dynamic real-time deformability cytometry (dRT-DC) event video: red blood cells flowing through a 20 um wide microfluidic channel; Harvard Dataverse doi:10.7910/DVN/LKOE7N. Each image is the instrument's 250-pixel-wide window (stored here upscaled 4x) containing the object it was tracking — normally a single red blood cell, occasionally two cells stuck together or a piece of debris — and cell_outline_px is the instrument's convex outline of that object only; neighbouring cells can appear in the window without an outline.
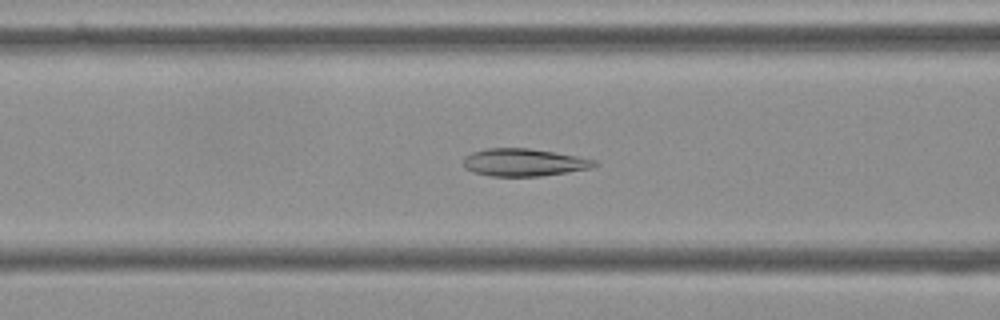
{"species": "Egyptian fruit bat (a non-hibernating species)", "species_latin": "Rousettus aegyptiacus", "temperature_condition": "cold", "stored_images_in_passage": 45, "camera_frame_rate_fps": 3000, "um_per_image_px": 0.085, "frame": {"image": 1, "passage_image": 11, "time_ms": 3.333, "image_size_px": [1000, 320], "cell_outline_px": [[600, 164], [592, 168], [540, 176], [492, 176], [472, 172], [464, 168], [464, 156], [472, 152], [488, 148], [528, 148], [576, 156], [596, 160]], "centroid_in_image_um": [44.52, 13.8], "position_along_channel_um": 122.1, "area_um2": 20.98}}
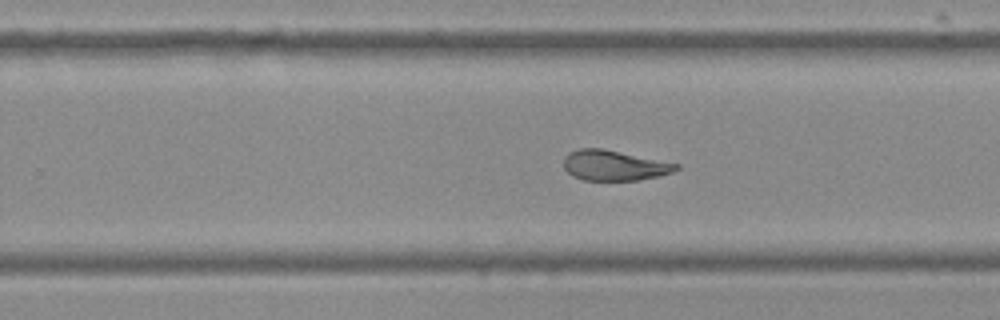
{"frame": {"image": 2, "passage_image": 24, "time_ms": 7.667, "image_size_px": [1000, 320], "cell_outline_px": [[680, 168], [672, 172], [660, 176], [636, 180], [584, 180], [572, 176], [564, 168], [564, 156], [568, 152], [580, 148], [600, 148], [680, 164]], "centroid_in_image_um": [52.19, 14.06], "position_along_channel_um": 277.6, "area_um2": 19.77}}
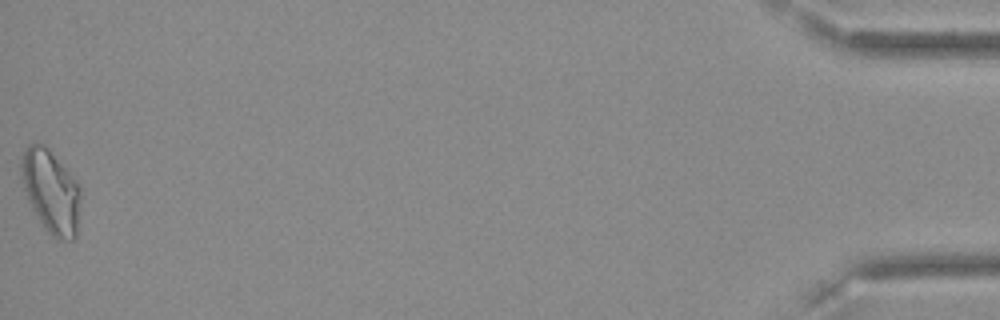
{"frame": {"image": 3, "passage_image": 45, "time_ms": 14.667, "image_size_px": [1000, 320], "cell_outline_px": [[80, 200], [76, 236], [72, 240], [56, 240], [40, 224], [28, 200], [20, 176], [20, 164], [24, 152], [28, 144], [44, 144], [48, 148], [76, 180], [80, 188]], "centroid_in_image_um": [4.32, 16.3], "position_along_channel_um": 430.9, "area_um2": 28.78}, "authors_computed_cell_mechanics": {"area_um2": 21.5016, "velocity_mm_per_s": 3.5871, "shape_relaxation_time_tau1_ms": null, "shape_relaxation_time_tau2_ms": 2.4763, "deformation_change_tau1": null, "deformation_change_tau2": 0.0738}}